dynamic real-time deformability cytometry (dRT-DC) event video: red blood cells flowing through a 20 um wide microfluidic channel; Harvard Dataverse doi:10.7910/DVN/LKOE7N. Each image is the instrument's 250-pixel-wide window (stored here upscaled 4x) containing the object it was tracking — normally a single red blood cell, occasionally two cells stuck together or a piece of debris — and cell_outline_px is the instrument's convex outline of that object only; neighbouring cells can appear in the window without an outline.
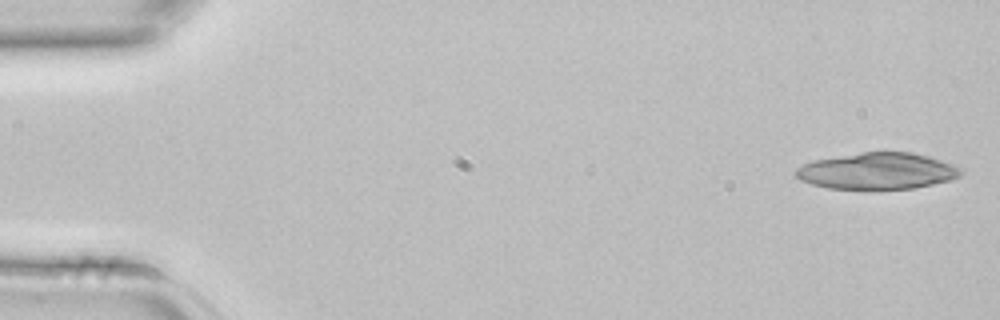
{"species": "common noctule bat (a hibernating species)", "species_latin": "Nyctalus noctula", "temperature_condition": "room temperature", "stored_images_in_passage": 5, "camera_frame_rate_fps": 3000, "um_per_image_px": 0.085, "animal": {"sex": "female", "body_mass_g": 22.7, "forearm_length_mm": 54.2}, "frame": {"image": 1, "passage_image": 1, "time_ms": 0.0, "image_size_px": [1000, 320], "cell_outline_px": [[964, 172], [960, 176], [952, 180], [912, 188], [828, 188], [812, 184], [800, 180], [796, 176], [796, 168], [812, 160], [864, 152], [912, 152], [928, 156], [952, 164]], "centroid_in_image_um": [74.58, 14.53], "position_along_channel_um": 10.4, "area_um2": 34.62}}
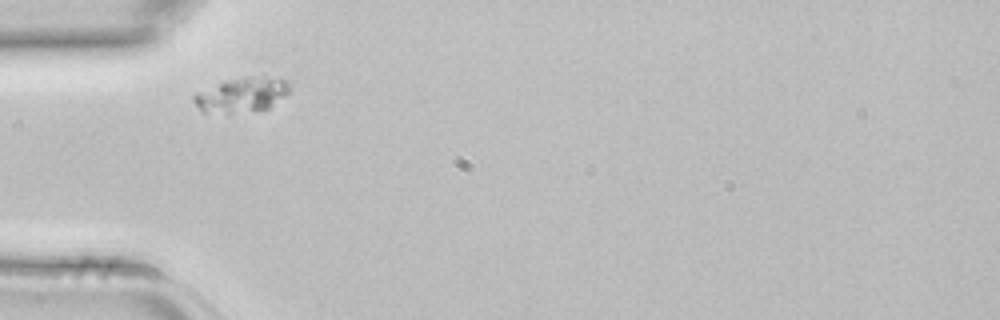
{"frame": {"image": 2, "passage_image": 4, "time_ms": 1.0, "image_size_px": [1000, 320], "cell_outline_px": [[292, 84], [288, 92], [284, 96], [268, 108], [228, 116], [204, 112], [192, 100], [192, 96], [196, 92], [244, 76], [264, 72], [292, 80]], "centroid_in_image_um": [20.65, 8.03], "position_along_channel_um": 64.3, "area_um2": 20.46}}